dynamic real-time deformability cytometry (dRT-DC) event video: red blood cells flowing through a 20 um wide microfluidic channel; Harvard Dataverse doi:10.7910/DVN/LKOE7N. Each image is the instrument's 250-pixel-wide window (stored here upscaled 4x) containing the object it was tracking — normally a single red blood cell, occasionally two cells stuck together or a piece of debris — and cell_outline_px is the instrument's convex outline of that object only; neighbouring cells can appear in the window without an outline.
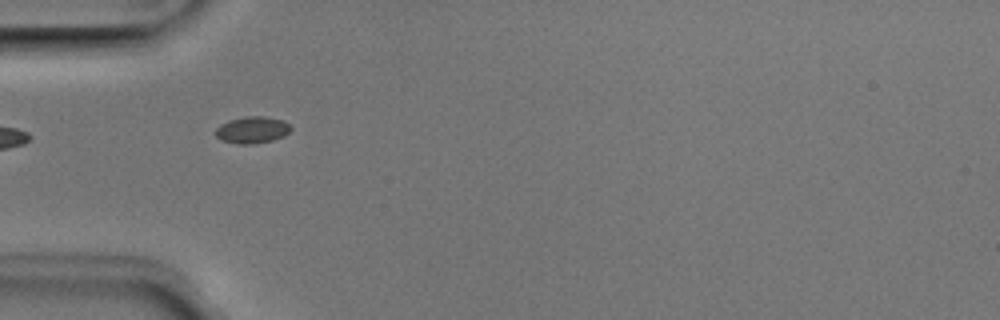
{"species": "Egyptian fruit bat (a non-hibernating species)", "species_latin": "Rousettus aegyptiacus", "temperature_condition": "room temperature", "stored_images_in_passage": 36, "camera_frame_rate_fps": 3000, "um_per_image_px": 0.085, "animal": {"sex": "male"}, "frame": {"image": 1, "passage_image": 1, "time_ms": 0.0, "image_size_px": [1000, 320], "cell_outline_px": [[292, 128], [284, 136], [272, 140], [252, 144], [236, 144], [224, 140], [216, 136], [212, 132], [220, 124], [228, 120], [244, 116], [264, 116], [284, 120]], "centroid_in_image_um": [21.41, 11.03], "position_along_channel_um": 63.6, "area_um2": 11.85}}
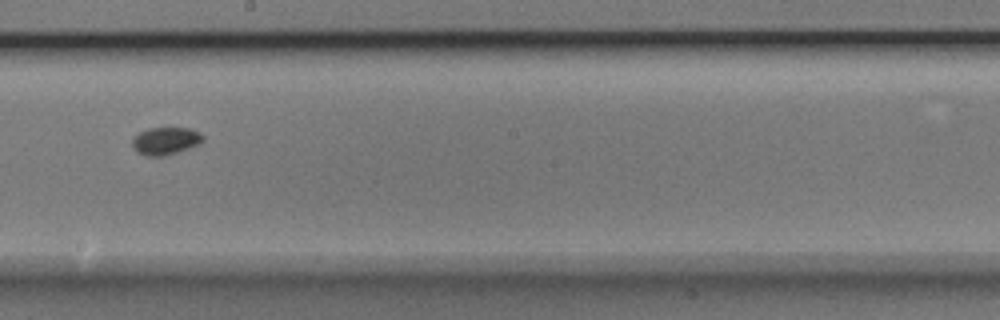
{"frame": {"image": 2, "passage_image": 14, "time_ms": 4.333, "image_size_px": [1000, 320], "cell_outline_px": [[204, 140], [200, 144], [164, 156], [144, 156], [136, 152], [132, 148], [132, 136], [148, 128], [192, 128], [200, 132], [204, 136]], "centroid_in_image_um": [14.05, 11.97], "position_along_channel_um": 234.1, "area_um2": 11.56}}
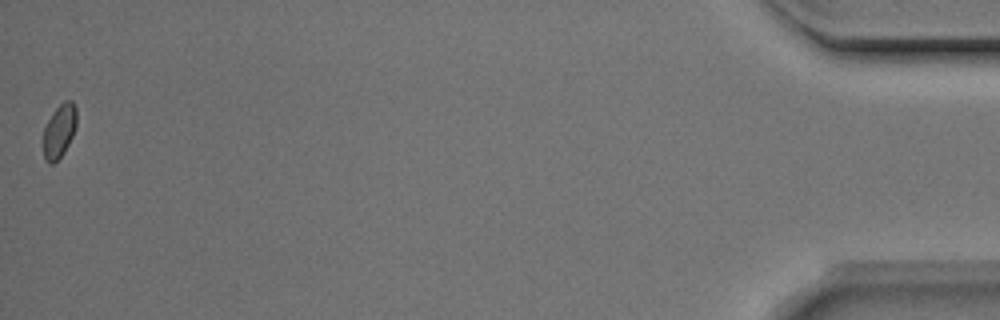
{"frame": {"image": 3, "passage_image": 36, "time_ms": 11.667, "image_size_px": [1000, 320], "cell_outline_px": [[76, 128], [64, 152], [52, 164], [48, 164], [44, 160], [44, 128], [48, 120], [56, 108], [64, 100], [72, 100], [76, 108]], "centroid_in_image_um": [5.04, 11.12], "position_along_channel_um": 430.2, "area_um2": 10.29}, "authors_computed_cell_mechanics": {"area_um2": 10.9531, "velocity_mm_per_s": 3.9729, "shape_relaxation_time_tau1_ms": 1.7041, "shape_relaxation_time_tau2_ms": 3.1087, "deformation_change_tau1": 0.0427, "deformation_change_tau2": 0.0337}}